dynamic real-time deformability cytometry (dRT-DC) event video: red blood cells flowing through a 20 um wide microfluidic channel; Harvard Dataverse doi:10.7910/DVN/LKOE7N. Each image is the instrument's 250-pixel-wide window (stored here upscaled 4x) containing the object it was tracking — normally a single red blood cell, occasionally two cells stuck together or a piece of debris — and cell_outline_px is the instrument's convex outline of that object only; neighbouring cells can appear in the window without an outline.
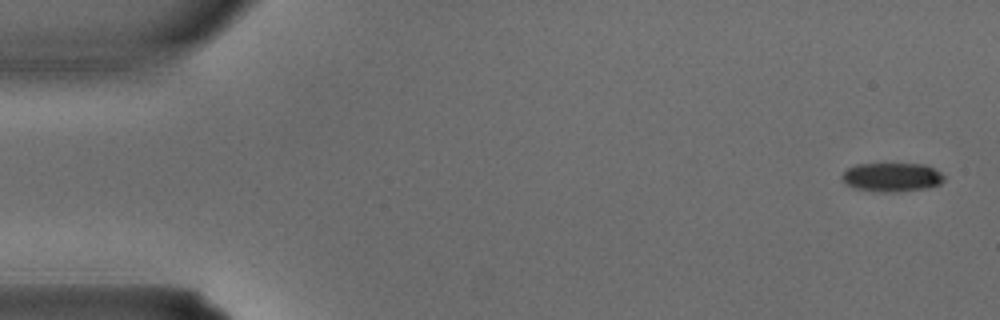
{"species": "common noctule bat (a hibernating species)", "species_latin": "Nyctalus noctula", "temperature_condition": "warm", "stored_images_in_passage": 3, "camera_frame_rate_fps": 3000, "um_per_image_px": 0.085, "animal": {"sex": "male", "body_mass_g": 15.6}, "frame": {"image": 1, "passage_image": 1, "time_ms": 0.0, "image_size_px": [1000, 320], "cell_outline_px": [[944, 180], [940, 184], [928, 188], [896, 192], [880, 192], [856, 188], [844, 184], [840, 180], [840, 176], [848, 168], [856, 164], [924, 164], [940, 172], [944, 176]], "centroid_in_image_um": [75.78, 15.07], "position_along_channel_um": 9.2, "area_um2": 17.28}}
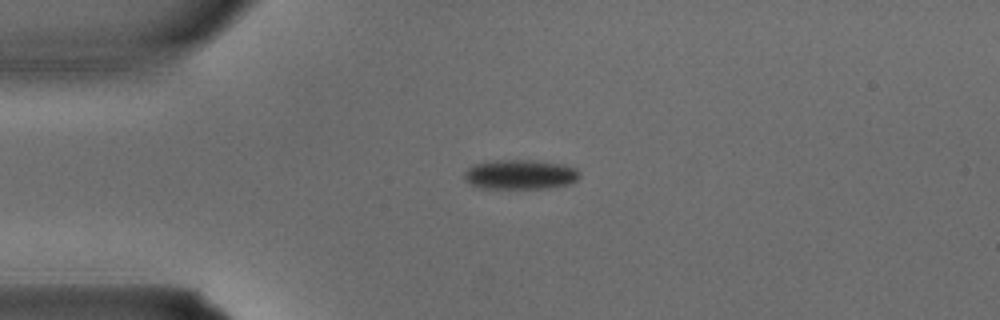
{"frame": {"image": 2, "passage_image": 2, "time_ms": 0.333, "image_size_px": [1000, 320], "cell_outline_px": [[580, 176], [572, 184], [548, 188], [476, 188], [468, 184], [464, 180], [464, 172], [472, 164], [488, 160], [536, 160], [564, 164], [576, 168], [580, 172]], "centroid_in_image_um": [44.19, 14.83], "position_along_channel_um": 40.8, "area_um2": 20.46}}
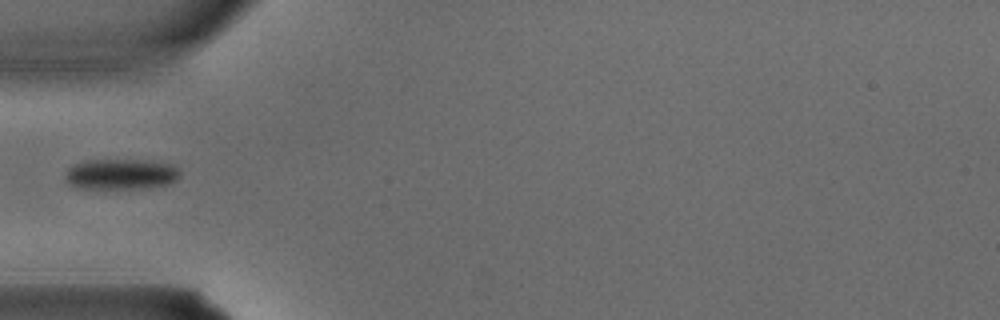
{"frame": {"image": 3, "passage_image": 3, "time_ms": 0.667, "image_size_px": [1000, 320], "cell_outline_px": [[180, 176], [176, 180], [168, 184], [148, 188], [76, 188], [68, 184], [64, 176], [68, 168], [72, 164], [84, 160], [144, 160], [176, 164], [180, 168]], "centroid_in_image_um": [10.29, 14.79], "position_along_channel_um": 74.7, "area_um2": 20.87}}